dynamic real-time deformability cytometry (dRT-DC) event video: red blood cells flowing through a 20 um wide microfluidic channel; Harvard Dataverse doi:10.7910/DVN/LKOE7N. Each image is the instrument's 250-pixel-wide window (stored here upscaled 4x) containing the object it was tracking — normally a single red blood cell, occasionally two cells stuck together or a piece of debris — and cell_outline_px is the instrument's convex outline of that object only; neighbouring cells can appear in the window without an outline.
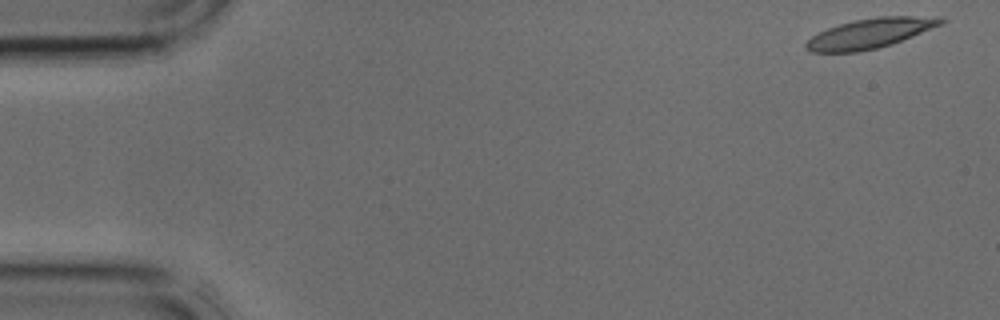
{"species": "common noctule bat (a hibernating species)", "species_latin": "Nyctalus noctula", "temperature_condition": "cold", "stored_images_in_passage": 3, "camera_frame_rate_fps": 3000, "um_per_image_px": 0.085, "animal": {"sex": "male", "body_mass_g": 17.9, "forearm_length_mm": 54.2}, "frame": {"image": 1, "passage_image": 1, "time_ms": 0.0, "image_size_px": [1000, 320], "cell_outline_px": [[948, 20], [944, 24], [892, 44], [860, 52], [812, 52], [804, 48], [804, 44], [812, 36], [828, 28], [840, 24], [856, 20], [880, 16], [944, 16]], "centroid_in_image_um": [74.04, 2.82], "position_along_channel_um": 11.0, "area_um2": 23.58}}
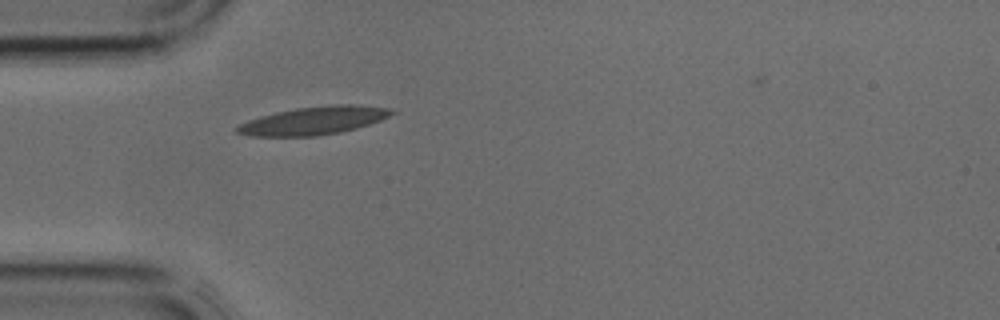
{"frame": {"image": 2, "passage_image": 3, "time_ms": 0.667, "image_size_px": [1000, 320], "cell_outline_px": [[396, 112], [380, 120], [356, 128], [340, 132], [316, 136], [248, 136], [236, 132], [232, 128], [236, 124], [260, 116], [276, 112], [296, 108], [332, 104], [352, 104], [388, 108]], "centroid_in_image_um": [26.58, 10.25], "position_along_channel_um": 58.4, "area_um2": 25.32}}